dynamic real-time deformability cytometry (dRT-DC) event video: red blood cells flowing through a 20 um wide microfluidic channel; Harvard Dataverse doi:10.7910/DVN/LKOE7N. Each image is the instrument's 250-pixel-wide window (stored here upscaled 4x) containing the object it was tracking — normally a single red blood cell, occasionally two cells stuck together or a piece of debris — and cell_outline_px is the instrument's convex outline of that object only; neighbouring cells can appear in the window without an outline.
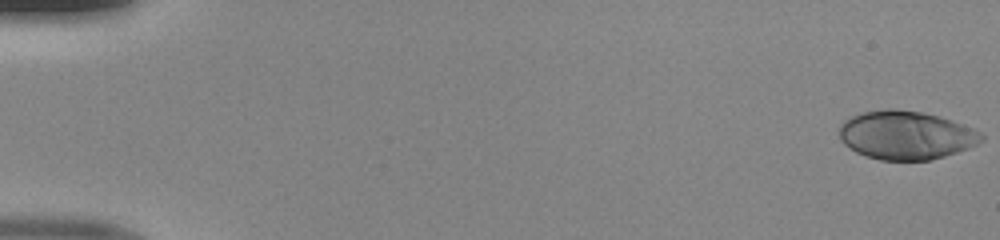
{"species": "human", "species_latin": "Homo sapiens", "temperature_condition": "room temperature", "stored_images_in_passage": 50, "camera_frame_rate_fps": 3000, "um_per_image_px": 0.085, "donor": {"sex": "male"}, "frame": {"image": 1, "passage_image": 1, "time_ms": 0.0, "image_size_px": [1000, 240], "cell_outline_px": [[984, 140], [968, 148], [944, 156], [928, 160], [880, 160], [864, 156], [848, 148], [840, 140], [840, 124], [844, 120], [852, 116], [864, 112], [888, 108], [896, 108], [924, 112], [940, 116], [972, 128], [980, 132], [984, 136]], "centroid_in_image_um": [76.98, 11.48], "position_along_channel_um": 8.0, "area_um2": 40.34}}
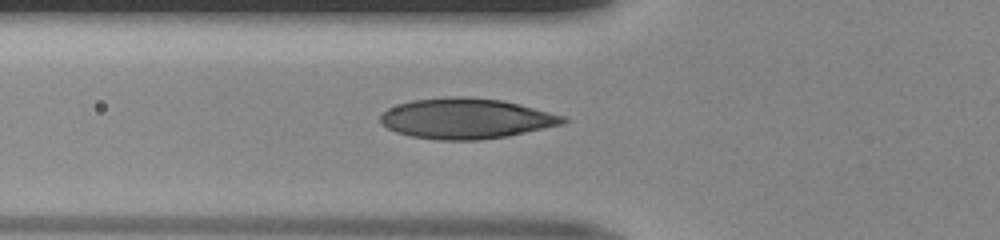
{"frame": {"image": 2, "passage_image": 19, "time_ms": 6.0, "image_size_px": [1000, 240], "cell_outline_px": [[568, 120], [564, 124], [508, 136], [480, 140], [440, 140], [412, 136], [396, 132], [380, 124], [380, 116], [388, 108], [412, 100], [456, 96], [460, 96], [504, 100], [568, 116]], "centroid_in_image_um": [39.67, 10.07], "position_along_channel_um": 86.1, "area_um2": 43.18}}
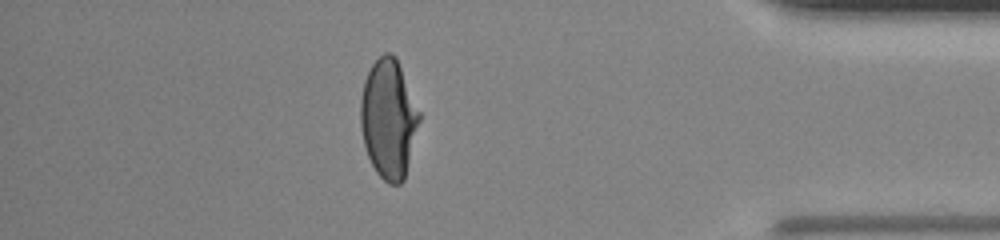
{"frame": {"image": 3, "passage_image": 44, "time_ms": 14.333, "image_size_px": [1000, 240], "cell_outline_px": [[420, 120], [404, 180], [400, 184], [388, 184], [376, 172], [368, 156], [364, 144], [360, 124], [360, 100], [364, 80], [372, 64], [384, 52], [392, 52], [396, 56], [420, 112]], "centroid_in_image_um": [33.02, 10.08], "position_along_channel_um": 402.2, "area_um2": 40.75}}